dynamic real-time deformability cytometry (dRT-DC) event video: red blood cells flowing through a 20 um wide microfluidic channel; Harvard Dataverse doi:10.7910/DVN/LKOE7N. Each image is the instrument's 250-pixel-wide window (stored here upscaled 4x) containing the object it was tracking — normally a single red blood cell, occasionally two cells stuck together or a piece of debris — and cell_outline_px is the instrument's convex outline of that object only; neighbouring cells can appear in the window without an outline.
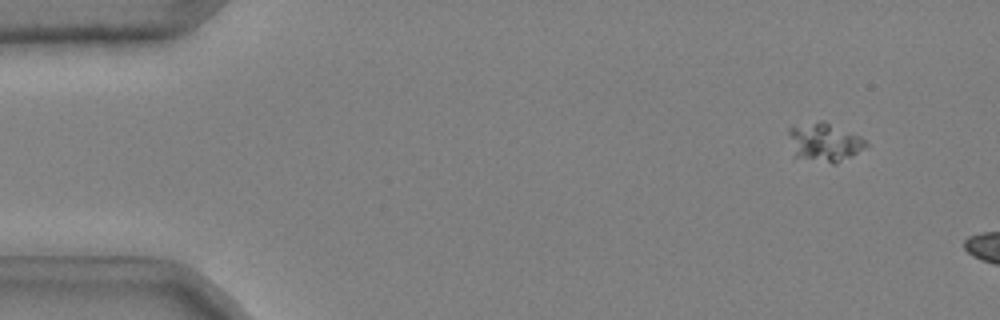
{"species": "common noctule bat (a hibernating species)", "species_latin": "Nyctalus noctula", "temperature_condition": "cold", "stored_images_in_passage": 9, "camera_frame_rate_fps": 3000, "um_per_image_px": 0.085, "animal": {"sex": "male", "body_mass_g": 20.4}, "frame": {"image": 1, "passage_image": 1, "time_ms": 0.0, "image_size_px": [1000, 320], "cell_outline_px": [[868, 144], [856, 152], [836, 164], [832, 164], [792, 156], [788, 132], [788, 128], [820, 120], [824, 120], [860, 136]], "centroid_in_image_um": [70.01, 12.08], "position_along_channel_um": 15.0, "area_um2": 17.28}}